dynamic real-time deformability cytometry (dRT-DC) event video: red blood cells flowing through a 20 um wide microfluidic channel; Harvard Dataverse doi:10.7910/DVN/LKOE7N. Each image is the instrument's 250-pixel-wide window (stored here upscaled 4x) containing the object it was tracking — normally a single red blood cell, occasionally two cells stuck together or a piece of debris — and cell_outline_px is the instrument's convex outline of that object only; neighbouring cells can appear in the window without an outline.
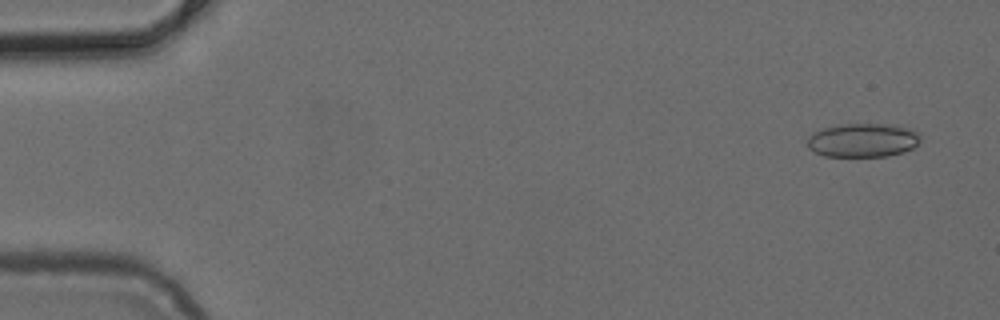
{"species": "common noctule bat (a hibernating species)", "species_latin": "Nyctalus noctula", "temperature_condition": "cold", "stored_images_in_passage": 50, "camera_frame_rate_fps": 3000, "um_per_image_px": 0.085, "animal": {"sex": "female", "body_mass_g": 24.6, "forearm_length_mm": 56.2}, "frame": {"image": 1, "passage_image": 3, "time_ms": 0.667, "image_size_px": [1000, 320], "cell_outline_px": [[920, 140], [912, 148], [904, 152], [888, 156], [824, 156], [808, 148], [808, 136], [812, 132], [824, 128], [840, 124], [892, 124], [912, 128], [920, 132]], "centroid_in_image_um": [73.37, 11.9], "position_along_channel_um": 11.6, "area_um2": 22.48}}
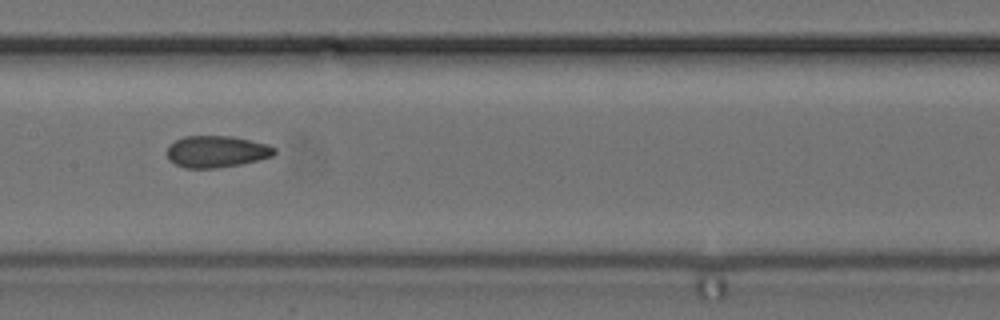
{"frame": {"image": 2, "passage_image": 25, "time_ms": 8.0, "image_size_px": [1000, 320], "cell_outline_px": [[276, 152], [272, 156], [240, 164], [216, 168], [184, 168], [168, 160], [168, 144], [184, 136], [232, 136], [268, 144], [276, 148]], "centroid_in_image_um": [18.39, 12.88], "position_along_channel_um": 189.0, "area_um2": 19.83}}
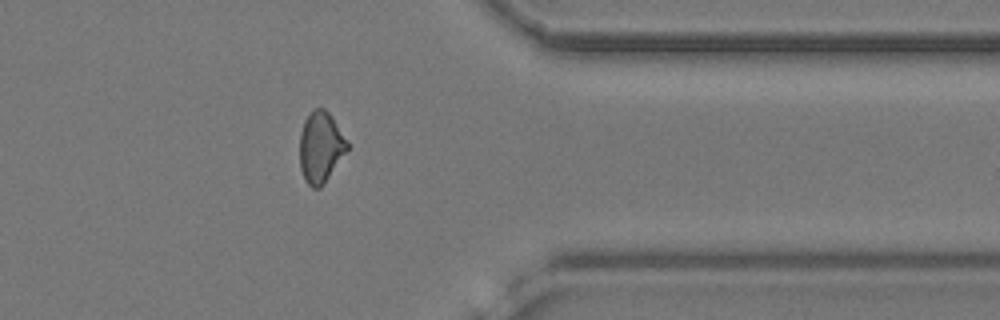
{"frame": {"image": 3, "passage_image": 40, "time_ms": 13.0, "image_size_px": [1000, 320], "cell_outline_px": [[348, 148], [324, 184], [320, 188], [312, 188], [304, 180], [300, 168], [300, 132], [304, 120], [316, 108], [324, 108], [332, 116], [348, 140]], "centroid_in_image_um": [27.25, 12.51], "position_along_channel_um": 384.2, "area_um2": 19.65}}